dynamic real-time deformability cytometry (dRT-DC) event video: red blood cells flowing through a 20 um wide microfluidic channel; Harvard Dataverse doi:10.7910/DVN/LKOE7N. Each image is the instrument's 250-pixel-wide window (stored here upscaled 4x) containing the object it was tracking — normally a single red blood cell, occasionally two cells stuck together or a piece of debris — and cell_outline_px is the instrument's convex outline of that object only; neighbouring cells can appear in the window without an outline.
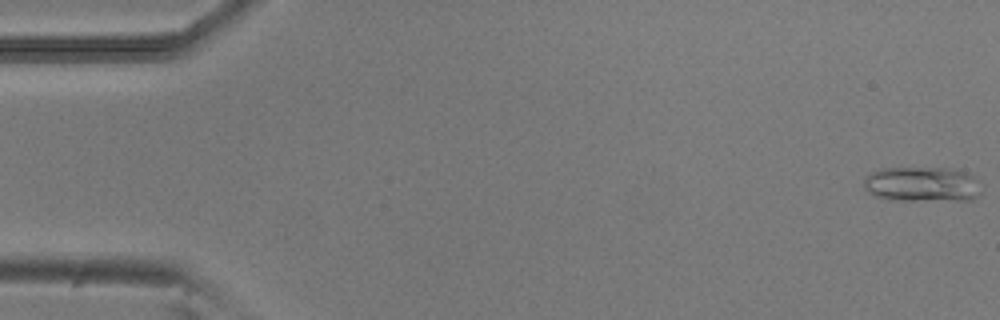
{"species": "common noctule bat (a hibernating species)", "species_latin": "Nyctalus noctula", "temperature_condition": "room temperature", "stored_images_in_passage": 4, "camera_frame_rate_fps": 3000, "um_per_image_px": 0.085, "animal": {"sex": "male", "body_mass_g": 20.5, "forearm_length_mm": 52.5}, "frame": {"image": 1, "passage_image": 1, "time_ms": 0.0, "image_size_px": [1000, 320], "cell_outline_px": [[980, 192], [972, 200], [892, 200], [876, 196], [868, 192], [864, 188], [864, 176], [880, 168], [952, 168], [964, 172], [972, 176]], "centroid_in_image_um": [78.3, 15.66], "position_along_channel_um": 6.7, "area_um2": 23.81}}